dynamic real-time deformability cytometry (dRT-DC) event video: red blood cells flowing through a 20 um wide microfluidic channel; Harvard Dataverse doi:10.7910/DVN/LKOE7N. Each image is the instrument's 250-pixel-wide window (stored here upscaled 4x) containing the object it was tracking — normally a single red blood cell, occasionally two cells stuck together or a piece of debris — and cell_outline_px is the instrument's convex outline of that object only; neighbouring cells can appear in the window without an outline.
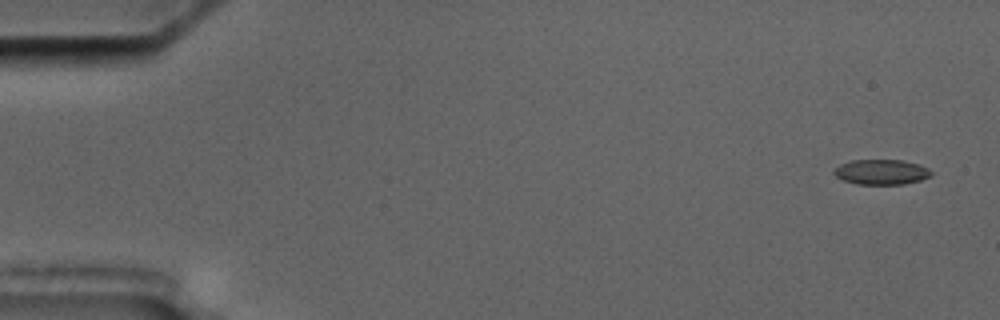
{"species": "common noctule bat (a hibernating species)", "species_latin": "Nyctalus noctula", "temperature_condition": "cold", "stored_images_in_passage": 5, "camera_frame_rate_fps": 3000, "um_per_image_px": 0.085, "animal": {"sex": "male", "body_mass_g": 17.5, "forearm_length_mm": 52.3}, "frame": {"image": 1, "passage_image": 1, "time_ms": 0.0, "image_size_px": [1000, 320], "cell_outline_px": [[932, 176], [920, 180], [904, 184], [856, 184], [844, 180], [836, 176], [832, 172], [840, 164], [852, 160], [904, 160], [928, 168], [932, 172]], "centroid_in_image_um": [74.92, 14.62], "position_along_channel_um": 10.1, "area_um2": 14.16}}
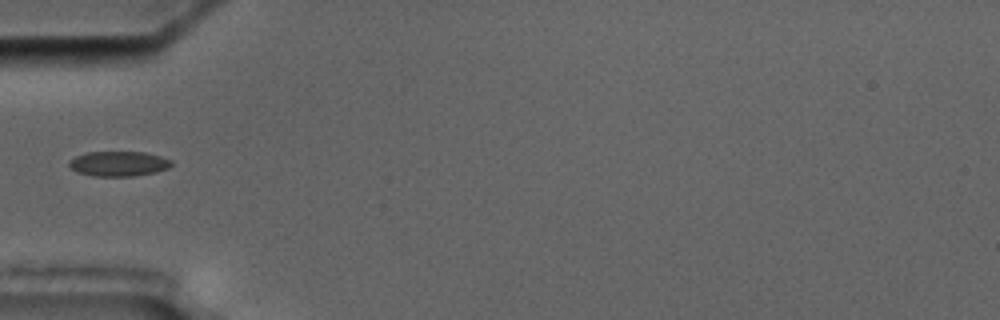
{"frame": {"image": 2, "passage_image": 5, "time_ms": 5.667, "image_size_px": [1000, 320], "cell_outline_px": [[172, 164], [168, 168], [156, 172], [132, 176], [92, 176], [80, 172], [72, 168], [68, 164], [68, 160], [84, 152], [144, 152], [160, 156], [172, 160]], "centroid_in_image_um": [10.08, 13.91], "position_along_channel_um": 74.9, "area_um2": 14.85}}